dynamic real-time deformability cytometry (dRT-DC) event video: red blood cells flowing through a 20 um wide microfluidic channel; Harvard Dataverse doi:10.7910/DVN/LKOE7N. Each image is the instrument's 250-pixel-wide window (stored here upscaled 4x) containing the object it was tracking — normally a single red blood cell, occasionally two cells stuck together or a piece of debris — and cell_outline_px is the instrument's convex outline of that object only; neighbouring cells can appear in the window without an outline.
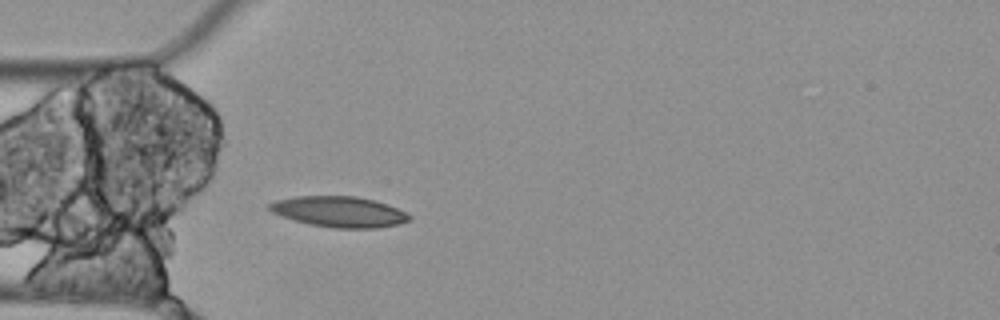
{"species": "Egyptian fruit bat (a non-hibernating species)", "species_latin": "Rousettus aegyptiacus", "temperature_condition": "cold", "stored_images_in_passage": 5, "camera_frame_rate_fps": 3000, "um_per_image_px": 0.085, "animal": {"sex": "female"}, "frame": {"image": 1, "passage_image": 5, "time_ms": 1.333, "image_size_px": [1000, 320], "cell_outline_px": [[412, 220], [400, 224], [376, 228], [336, 228], [308, 224], [280, 216], [272, 212], [268, 208], [268, 204], [276, 200], [296, 196], [356, 196], [388, 204], [412, 216]], "centroid_in_image_um": [28.83, 18.0], "position_along_channel_um": 56.2, "area_um2": 25.09}}